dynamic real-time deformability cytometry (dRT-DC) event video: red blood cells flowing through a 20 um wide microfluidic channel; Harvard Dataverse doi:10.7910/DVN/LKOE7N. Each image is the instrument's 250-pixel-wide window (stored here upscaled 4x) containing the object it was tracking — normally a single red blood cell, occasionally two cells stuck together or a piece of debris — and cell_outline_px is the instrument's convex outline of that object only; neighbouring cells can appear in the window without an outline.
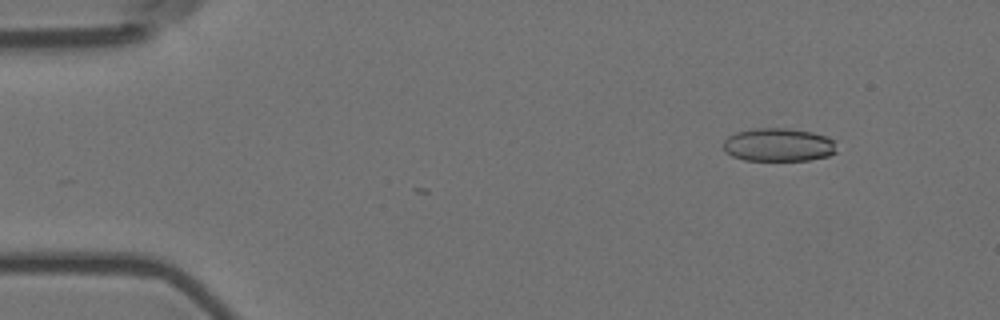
{"species": "Egyptian fruit bat (a non-hibernating species)", "species_latin": "Rousettus aegyptiacus", "temperature_condition": "room temperature", "stored_images_in_passage": 3, "camera_frame_rate_fps": 3000, "um_per_image_px": 0.085, "animal": {"sex": "female"}, "frame": {"image": 1, "passage_image": 1, "time_ms": 0.0, "image_size_px": [1000, 320], "cell_outline_px": [[836, 152], [828, 156], [808, 160], [744, 160], [732, 156], [724, 152], [724, 140], [728, 136], [736, 132], [756, 128], [788, 128], [812, 132], [828, 136], [832, 140]], "centroid_in_image_um": [66.14, 12.31], "position_along_channel_um": 18.9, "area_um2": 21.96}}